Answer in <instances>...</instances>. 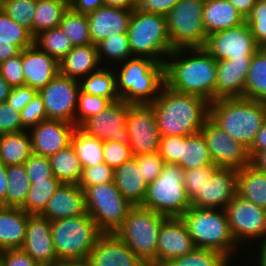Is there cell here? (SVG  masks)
I'll return each mask as SVG.
<instances>
[{"label":"cell","mask_w":266,"mask_h":266,"mask_svg":"<svg viewBox=\"0 0 266 266\" xmlns=\"http://www.w3.org/2000/svg\"><path fill=\"white\" fill-rule=\"evenodd\" d=\"M164 78L165 85L177 92L215 101L217 60L204 48L173 50L164 63Z\"/></svg>","instance_id":"obj_1"},{"label":"cell","mask_w":266,"mask_h":266,"mask_svg":"<svg viewBox=\"0 0 266 266\" xmlns=\"http://www.w3.org/2000/svg\"><path fill=\"white\" fill-rule=\"evenodd\" d=\"M209 104L205 98L177 92L164 84L150 105L161 137H186L201 131L209 118Z\"/></svg>","instance_id":"obj_2"},{"label":"cell","mask_w":266,"mask_h":266,"mask_svg":"<svg viewBox=\"0 0 266 266\" xmlns=\"http://www.w3.org/2000/svg\"><path fill=\"white\" fill-rule=\"evenodd\" d=\"M209 118L249 149L266 120V102L245 98L217 99L209 104Z\"/></svg>","instance_id":"obj_3"},{"label":"cell","mask_w":266,"mask_h":266,"mask_svg":"<svg viewBox=\"0 0 266 266\" xmlns=\"http://www.w3.org/2000/svg\"><path fill=\"white\" fill-rule=\"evenodd\" d=\"M116 72L117 92L128 104H152L165 84L164 63L132 57Z\"/></svg>","instance_id":"obj_4"},{"label":"cell","mask_w":266,"mask_h":266,"mask_svg":"<svg viewBox=\"0 0 266 266\" xmlns=\"http://www.w3.org/2000/svg\"><path fill=\"white\" fill-rule=\"evenodd\" d=\"M181 219L186 224L196 248L218 251L232 260L231 256L239 245L231 234L224 209L191 206Z\"/></svg>","instance_id":"obj_5"},{"label":"cell","mask_w":266,"mask_h":266,"mask_svg":"<svg viewBox=\"0 0 266 266\" xmlns=\"http://www.w3.org/2000/svg\"><path fill=\"white\" fill-rule=\"evenodd\" d=\"M127 37L132 57H146L165 63L173 51L164 15L135 8L129 21Z\"/></svg>","instance_id":"obj_6"},{"label":"cell","mask_w":266,"mask_h":266,"mask_svg":"<svg viewBox=\"0 0 266 266\" xmlns=\"http://www.w3.org/2000/svg\"><path fill=\"white\" fill-rule=\"evenodd\" d=\"M167 217L133 206L114 234L147 266H157V241L163 221Z\"/></svg>","instance_id":"obj_7"},{"label":"cell","mask_w":266,"mask_h":266,"mask_svg":"<svg viewBox=\"0 0 266 266\" xmlns=\"http://www.w3.org/2000/svg\"><path fill=\"white\" fill-rule=\"evenodd\" d=\"M51 234L59 261L86 259L103 234L88 213L50 221Z\"/></svg>","instance_id":"obj_8"},{"label":"cell","mask_w":266,"mask_h":266,"mask_svg":"<svg viewBox=\"0 0 266 266\" xmlns=\"http://www.w3.org/2000/svg\"><path fill=\"white\" fill-rule=\"evenodd\" d=\"M184 170L178 164L165 163L160 175L148 184L141 207L169 217H181L191 203L184 186Z\"/></svg>","instance_id":"obj_9"},{"label":"cell","mask_w":266,"mask_h":266,"mask_svg":"<svg viewBox=\"0 0 266 266\" xmlns=\"http://www.w3.org/2000/svg\"><path fill=\"white\" fill-rule=\"evenodd\" d=\"M83 192L87 213L102 233H114L133 207L122 196L114 181L90 186Z\"/></svg>","instance_id":"obj_10"},{"label":"cell","mask_w":266,"mask_h":266,"mask_svg":"<svg viewBox=\"0 0 266 266\" xmlns=\"http://www.w3.org/2000/svg\"><path fill=\"white\" fill-rule=\"evenodd\" d=\"M203 8L204 0H180L166 15L173 50L204 47Z\"/></svg>","instance_id":"obj_11"},{"label":"cell","mask_w":266,"mask_h":266,"mask_svg":"<svg viewBox=\"0 0 266 266\" xmlns=\"http://www.w3.org/2000/svg\"><path fill=\"white\" fill-rule=\"evenodd\" d=\"M229 227L238 245L250 239L266 238V210L235 195L225 207Z\"/></svg>","instance_id":"obj_12"},{"label":"cell","mask_w":266,"mask_h":266,"mask_svg":"<svg viewBox=\"0 0 266 266\" xmlns=\"http://www.w3.org/2000/svg\"><path fill=\"white\" fill-rule=\"evenodd\" d=\"M80 82L58 73L38 91L42 97L47 119L61 120L75 125Z\"/></svg>","instance_id":"obj_13"},{"label":"cell","mask_w":266,"mask_h":266,"mask_svg":"<svg viewBox=\"0 0 266 266\" xmlns=\"http://www.w3.org/2000/svg\"><path fill=\"white\" fill-rule=\"evenodd\" d=\"M217 61L252 58L260 48L245 21L239 26L207 36L203 47Z\"/></svg>","instance_id":"obj_14"},{"label":"cell","mask_w":266,"mask_h":266,"mask_svg":"<svg viewBox=\"0 0 266 266\" xmlns=\"http://www.w3.org/2000/svg\"><path fill=\"white\" fill-rule=\"evenodd\" d=\"M126 129L133 156L158 151L161 136L155 112L150 104H131L129 106Z\"/></svg>","instance_id":"obj_15"},{"label":"cell","mask_w":266,"mask_h":266,"mask_svg":"<svg viewBox=\"0 0 266 266\" xmlns=\"http://www.w3.org/2000/svg\"><path fill=\"white\" fill-rule=\"evenodd\" d=\"M217 167L240 169L250 164L248 149L208 118L200 131Z\"/></svg>","instance_id":"obj_16"},{"label":"cell","mask_w":266,"mask_h":266,"mask_svg":"<svg viewBox=\"0 0 266 266\" xmlns=\"http://www.w3.org/2000/svg\"><path fill=\"white\" fill-rule=\"evenodd\" d=\"M130 105L122 99L110 102L103 111L86 120L79 128L103 142L117 141L129 145L126 119Z\"/></svg>","instance_id":"obj_17"},{"label":"cell","mask_w":266,"mask_h":266,"mask_svg":"<svg viewBox=\"0 0 266 266\" xmlns=\"http://www.w3.org/2000/svg\"><path fill=\"white\" fill-rule=\"evenodd\" d=\"M237 170L218 167L205 186L190 200L192 207L225 209L236 195Z\"/></svg>","instance_id":"obj_18"},{"label":"cell","mask_w":266,"mask_h":266,"mask_svg":"<svg viewBox=\"0 0 266 266\" xmlns=\"http://www.w3.org/2000/svg\"><path fill=\"white\" fill-rule=\"evenodd\" d=\"M75 129L74 124L61 120L41 121L28 130L33 154L49 157L59 150L65 149L71 145Z\"/></svg>","instance_id":"obj_19"},{"label":"cell","mask_w":266,"mask_h":266,"mask_svg":"<svg viewBox=\"0 0 266 266\" xmlns=\"http://www.w3.org/2000/svg\"><path fill=\"white\" fill-rule=\"evenodd\" d=\"M188 229L181 217L166 218L159 230L157 241V266L195 249Z\"/></svg>","instance_id":"obj_20"},{"label":"cell","mask_w":266,"mask_h":266,"mask_svg":"<svg viewBox=\"0 0 266 266\" xmlns=\"http://www.w3.org/2000/svg\"><path fill=\"white\" fill-rule=\"evenodd\" d=\"M21 249L39 265L60 262L52 241L50 221L41 215H28L25 241Z\"/></svg>","instance_id":"obj_21"},{"label":"cell","mask_w":266,"mask_h":266,"mask_svg":"<svg viewBox=\"0 0 266 266\" xmlns=\"http://www.w3.org/2000/svg\"><path fill=\"white\" fill-rule=\"evenodd\" d=\"M24 85L39 91L59 73V62L36 45L21 50Z\"/></svg>","instance_id":"obj_22"},{"label":"cell","mask_w":266,"mask_h":266,"mask_svg":"<svg viewBox=\"0 0 266 266\" xmlns=\"http://www.w3.org/2000/svg\"><path fill=\"white\" fill-rule=\"evenodd\" d=\"M88 259L93 266H147L114 233H103Z\"/></svg>","instance_id":"obj_23"},{"label":"cell","mask_w":266,"mask_h":266,"mask_svg":"<svg viewBox=\"0 0 266 266\" xmlns=\"http://www.w3.org/2000/svg\"><path fill=\"white\" fill-rule=\"evenodd\" d=\"M132 11L104 5L87 14L92 44L96 45L106 37L127 33Z\"/></svg>","instance_id":"obj_24"},{"label":"cell","mask_w":266,"mask_h":266,"mask_svg":"<svg viewBox=\"0 0 266 266\" xmlns=\"http://www.w3.org/2000/svg\"><path fill=\"white\" fill-rule=\"evenodd\" d=\"M252 58L217 61L215 100L244 98L245 80Z\"/></svg>","instance_id":"obj_25"},{"label":"cell","mask_w":266,"mask_h":266,"mask_svg":"<svg viewBox=\"0 0 266 266\" xmlns=\"http://www.w3.org/2000/svg\"><path fill=\"white\" fill-rule=\"evenodd\" d=\"M87 213L83 190L77 184L62 183L40 214L49 221L75 217Z\"/></svg>","instance_id":"obj_26"},{"label":"cell","mask_w":266,"mask_h":266,"mask_svg":"<svg viewBox=\"0 0 266 266\" xmlns=\"http://www.w3.org/2000/svg\"><path fill=\"white\" fill-rule=\"evenodd\" d=\"M97 47L94 44L74 46L59 61V73L63 76L80 81L82 77L98 71L101 66ZM80 78V79H79Z\"/></svg>","instance_id":"obj_27"},{"label":"cell","mask_w":266,"mask_h":266,"mask_svg":"<svg viewBox=\"0 0 266 266\" xmlns=\"http://www.w3.org/2000/svg\"><path fill=\"white\" fill-rule=\"evenodd\" d=\"M114 183L122 196L133 206H141L147 194L148 183L132 157L114 169Z\"/></svg>","instance_id":"obj_28"},{"label":"cell","mask_w":266,"mask_h":266,"mask_svg":"<svg viewBox=\"0 0 266 266\" xmlns=\"http://www.w3.org/2000/svg\"><path fill=\"white\" fill-rule=\"evenodd\" d=\"M245 21L228 0H204L203 25L206 36L239 26Z\"/></svg>","instance_id":"obj_29"},{"label":"cell","mask_w":266,"mask_h":266,"mask_svg":"<svg viewBox=\"0 0 266 266\" xmlns=\"http://www.w3.org/2000/svg\"><path fill=\"white\" fill-rule=\"evenodd\" d=\"M28 215L19 207H6L0 212V252L22 247Z\"/></svg>","instance_id":"obj_30"},{"label":"cell","mask_w":266,"mask_h":266,"mask_svg":"<svg viewBox=\"0 0 266 266\" xmlns=\"http://www.w3.org/2000/svg\"><path fill=\"white\" fill-rule=\"evenodd\" d=\"M236 195L266 210V173L251 164L238 169Z\"/></svg>","instance_id":"obj_31"},{"label":"cell","mask_w":266,"mask_h":266,"mask_svg":"<svg viewBox=\"0 0 266 266\" xmlns=\"http://www.w3.org/2000/svg\"><path fill=\"white\" fill-rule=\"evenodd\" d=\"M32 153L27 130L0 135V162L6 167L24 164Z\"/></svg>","instance_id":"obj_32"},{"label":"cell","mask_w":266,"mask_h":266,"mask_svg":"<svg viewBox=\"0 0 266 266\" xmlns=\"http://www.w3.org/2000/svg\"><path fill=\"white\" fill-rule=\"evenodd\" d=\"M244 98L266 102V48H259L253 54L245 80Z\"/></svg>","instance_id":"obj_33"},{"label":"cell","mask_w":266,"mask_h":266,"mask_svg":"<svg viewBox=\"0 0 266 266\" xmlns=\"http://www.w3.org/2000/svg\"><path fill=\"white\" fill-rule=\"evenodd\" d=\"M48 158L53 175L61 183L78 185L82 173V167L72 145L59 150Z\"/></svg>","instance_id":"obj_34"},{"label":"cell","mask_w":266,"mask_h":266,"mask_svg":"<svg viewBox=\"0 0 266 266\" xmlns=\"http://www.w3.org/2000/svg\"><path fill=\"white\" fill-rule=\"evenodd\" d=\"M183 170L214 164L201 132L183 137L181 160L177 163Z\"/></svg>","instance_id":"obj_35"},{"label":"cell","mask_w":266,"mask_h":266,"mask_svg":"<svg viewBox=\"0 0 266 266\" xmlns=\"http://www.w3.org/2000/svg\"><path fill=\"white\" fill-rule=\"evenodd\" d=\"M80 89L88 94L101 96L110 102L121 99L117 92L116 73L112 69L101 67L98 71L90 73L81 79Z\"/></svg>","instance_id":"obj_36"},{"label":"cell","mask_w":266,"mask_h":266,"mask_svg":"<svg viewBox=\"0 0 266 266\" xmlns=\"http://www.w3.org/2000/svg\"><path fill=\"white\" fill-rule=\"evenodd\" d=\"M65 0H37L33 20V38L46 30L59 27L63 14L68 10Z\"/></svg>","instance_id":"obj_37"},{"label":"cell","mask_w":266,"mask_h":266,"mask_svg":"<svg viewBox=\"0 0 266 266\" xmlns=\"http://www.w3.org/2000/svg\"><path fill=\"white\" fill-rule=\"evenodd\" d=\"M103 144V141L76 127L71 138V145L75 149L82 169L104 163Z\"/></svg>","instance_id":"obj_38"},{"label":"cell","mask_w":266,"mask_h":266,"mask_svg":"<svg viewBox=\"0 0 266 266\" xmlns=\"http://www.w3.org/2000/svg\"><path fill=\"white\" fill-rule=\"evenodd\" d=\"M7 188L5 205L7 207H21L31 187L24 164L7 166Z\"/></svg>","instance_id":"obj_39"},{"label":"cell","mask_w":266,"mask_h":266,"mask_svg":"<svg viewBox=\"0 0 266 266\" xmlns=\"http://www.w3.org/2000/svg\"><path fill=\"white\" fill-rule=\"evenodd\" d=\"M61 184L55 176L40 181H31L26 200L20 208L28 214L40 215Z\"/></svg>","instance_id":"obj_40"},{"label":"cell","mask_w":266,"mask_h":266,"mask_svg":"<svg viewBox=\"0 0 266 266\" xmlns=\"http://www.w3.org/2000/svg\"><path fill=\"white\" fill-rule=\"evenodd\" d=\"M33 44L58 62L74 47L60 27L37 34L33 38Z\"/></svg>","instance_id":"obj_41"},{"label":"cell","mask_w":266,"mask_h":266,"mask_svg":"<svg viewBox=\"0 0 266 266\" xmlns=\"http://www.w3.org/2000/svg\"><path fill=\"white\" fill-rule=\"evenodd\" d=\"M59 27L69 37L73 46L92 44L87 15L74 12L69 7L63 14Z\"/></svg>","instance_id":"obj_42"},{"label":"cell","mask_w":266,"mask_h":266,"mask_svg":"<svg viewBox=\"0 0 266 266\" xmlns=\"http://www.w3.org/2000/svg\"><path fill=\"white\" fill-rule=\"evenodd\" d=\"M162 266H230V259L223 253L203 248L172 259Z\"/></svg>","instance_id":"obj_43"},{"label":"cell","mask_w":266,"mask_h":266,"mask_svg":"<svg viewBox=\"0 0 266 266\" xmlns=\"http://www.w3.org/2000/svg\"><path fill=\"white\" fill-rule=\"evenodd\" d=\"M96 47L100 64L101 61H104L105 57L112 60L111 62H113V60L114 62H125L127 59L132 58L127 33L106 37L96 44Z\"/></svg>","instance_id":"obj_44"},{"label":"cell","mask_w":266,"mask_h":266,"mask_svg":"<svg viewBox=\"0 0 266 266\" xmlns=\"http://www.w3.org/2000/svg\"><path fill=\"white\" fill-rule=\"evenodd\" d=\"M0 42H8L24 50L33 44L30 32L0 11Z\"/></svg>","instance_id":"obj_45"},{"label":"cell","mask_w":266,"mask_h":266,"mask_svg":"<svg viewBox=\"0 0 266 266\" xmlns=\"http://www.w3.org/2000/svg\"><path fill=\"white\" fill-rule=\"evenodd\" d=\"M37 0H4L3 11L26 28L33 37V20Z\"/></svg>","instance_id":"obj_46"},{"label":"cell","mask_w":266,"mask_h":266,"mask_svg":"<svg viewBox=\"0 0 266 266\" xmlns=\"http://www.w3.org/2000/svg\"><path fill=\"white\" fill-rule=\"evenodd\" d=\"M109 103L110 101L104 97L91 95L80 89L75 113V126L80 127L86 120L103 111Z\"/></svg>","instance_id":"obj_47"},{"label":"cell","mask_w":266,"mask_h":266,"mask_svg":"<svg viewBox=\"0 0 266 266\" xmlns=\"http://www.w3.org/2000/svg\"><path fill=\"white\" fill-rule=\"evenodd\" d=\"M217 168L215 164H211L205 167L184 170L183 181L189 200H191L200 189L202 190Z\"/></svg>","instance_id":"obj_48"},{"label":"cell","mask_w":266,"mask_h":266,"mask_svg":"<svg viewBox=\"0 0 266 266\" xmlns=\"http://www.w3.org/2000/svg\"><path fill=\"white\" fill-rule=\"evenodd\" d=\"M114 181V169L105 162L82 169L78 186L84 191L90 186Z\"/></svg>","instance_id":"obj_49"},{"label":"cell","mask_w":266,"mask_h":266,"mask_svg":"<svg viewBox=\"0 0 266 266\" xmlns=\"http://www.w3.org/2000/svg\"><path fill=\"white\" fill-rule=\"evenodd\" d=\"M253 37L260 48H266V3L258 1L246 18Z\"/></svg>","instance_id":"obj_50"},{"label":"cell","mask_w":266,"mask_h":266,"mask_svg":"<svg viewBox=\"0 0 266 266\" xmlns=\"http://www.w3.org/2000/svg\"><path fill=\"white\" fill-rule=\"evenodd\" d=\"M133 158L136 160L139 171L148 184L160 175L165 164L158 151L134 155Z\"/></svg>","instance_id":"obj_51"},{"label":"cell","mask_w":266,"mask_h":266,"mask_svg":"<svg viewBox=\"0 0 266 266\" xmlns=\"http://www.w3.org/2000/svg\"><path fill=\"white\" fill-rule=\"evenodd\" d=\"M132 157L133 154L129 145H125L117 141H104V162L111 168L116 169Z\"/></svg>","instance_id":"obj_52"},{"label":"cell","mask_w":266,"mask_h":266,"mask_svg":"<svg viewBox=\"0 0 266 266\" xmlns=\"http://www.w3.org/2000/svg\"><path fill=\"white\" fill-rule=\"evenodd\" d=\"M20 115L22 126L27 131L47 119L43 100L39 93L21 110Z\"/></svg>","instance_id":"obj_53"},{"label":"cell","mask_w":266,"mask_h":266,"mask_svg":"<svg viewBox=\"0 0 266 266\" xmlns=\"http://www.w3.org/2000/svg\"><path fill=\"white\" fill-rule=\"evenodd\" d=\"M0 75L11 87L24 85L21 52L0 63Z\"/></svg>","instance_id":"obj_54"},{"label":"cell","mask_w":266,"mask_h":266,"mask_svg":"<svg viewBox=\"0 0 266 266\" xmlns=\"http://www.w3.org/2000/svg\"><path fill=\"white\" fill-rule=\"evenodd\" d=\"M24 166L30 181H40L54 176L48 157L32 153Z\"/></svg>","instance_id":"obj_55"},{"label":"cell","mask_w":266,"mask_h":266,"mask_svg":"<svg viewBox=\"0 0 266 266\" xmlns=\"http://www.w3.org/2000/svg\"><path fill=\"white\" fill-rule=\"evenodd\" d=\"M25 131L20 113L16 112L7 102L0 103V135Z\"/></svg>","instance_id":"obj_56"},{"label":"cell","mask_w":266,"mask_h":266,"mask_svg":"<svg viewBox=\"0 0 266 266\" xmlns=\"http://www.w3.org/2000/svg\"><path fill=\"white\" fill-rule=\"evenodd\" d=\"M182 136L161 137L158 152L165 163L177 164L181 160Z\"/></svg>","instance_id":"obj_57"},{"label":"cell","mask_w":266,"mask_h":266,"mask_svg":"<svg viewBox=\"0 0 266 266\" xmlns=\"http://www.w3.org/2000/svg\"><path fill=\"white\" fill-rule=\"evenodd\" d=\"M38 93L36 89L30 86L22 85L19 87H12L7 97V103L21 113V110L35 97Z\"/></svg>","instance_id":"obj_58"},{"label":"cell","mask_w":266,"mask_h":266,"mask_svg":"<svg viewBox=\"0 0 266 266\" xmlns=\"http://www.w3.org/2000/svg\"><path fill=\"white\" fill-rule=\"evenodd\" d=\"M2 266H39V264L21 248L0 252Z\"/></svg>","instance_id":"obj_59"},{"label":"cell","mask_w":266,"mask_h":266,"mask_svg":"<svg viewBox=\"0 0 266 266\" xmlns=\"http://www.w3.org/2000/svg\"><path fill=\"white\" fill-rule=\"evenodd\" d=\"M180 0H137V9L142 12L166 16Z\"/></svg>","instance_id":"obj_60"},{"label":"cell","mask_w":266,"mask_h":266,"mask_svg":"<svg viewBox=\"0 0 266 266\" xmlns=\"http://www.w3.org/2000/svg\"><path fill=\"white\" fill-rule=\"evenodd\" d=\"M105 5L104 0H73L69 6L70 8L80 14H89L94 12L101 6Z\"/></svg>","instance_id":"obj_61"},{"label":"cell","mask_w":266,"mask_h":266,"mask_svg":"<svg viewBox=\"0 0 266 266\" xmlns=\"http://www.w3.org/2000/svg\"><path fill=\"white\" fill-rule=\"evenodd\" d=\"M264 150H266V120L263 122L254 142L248 149L249 158L251 159L257 152Z\"/></svg>","instance_id":"obj_62"},{"label":"cell","mask_w":266,"mask_h":266,"mask_svg":"<svg viewBox=\"0 0 266 266\" xmlns=\"http://www.w3.org/2000/svg\"><path fill=\"white\" fill-rule=\"evenodd\" d=\"M246 19L259 0H228Z\"/></svg>","instance_id":"obj_63"},{"label":"cell","mask_w":266,"mask_h":266,"mask_svg":"<svg viewBox=\"0 0 266 266\" xmlns=\"http://www.w3.org/2000/svg\"><path fill=\"white\" fill-rule=\"evenodd\" d=\"M21 50L8 42H0V63L6 61L8 58L18 55Z\"/></svg>","instance_id":"obj_64"},{"label":"cell","mask_w":266,"mask_h":266,"mask_svg":"<svg viewBox=\"0 0 266 266\" xmlns=\"http://www.w3.org/2000/svg\"><path fill=\"white\" fill-rule=\"evenodd\" d=\"M105 5L124 10H134L137 8V0H104Z\"/></svg>","instance_id":"obj_65"},{"label":"cell","mask_w":266,"mask_h":266,"mask_svg":"<svg viewBox=\"0 0 266 266\" xmlns=\"http://www.w3.org/2000/svg\"><path fill=\"white\" fill-rule=\"evenodd\" d=\"M250 164L257 170L266 173V150L257 152L250 159Z\"/></svg>","instance_id":"obj_66"},{"label":"cell","mask_w":266,"mask_h":266,"mask_svg":"<svg viewBox=\"0 0 266 266\" xmlns=\"http://www.w3.org/2000/svg\"><path fill=\"white\" fill-rule=\"evenodd\" d=\"M7 167L0 162V200L5 202L7 188Z\"/></svg>","instance_id":"obj_67"},{"label":"cell","mask_w":266,"mask_h":266,"mask_svg":"<svg viewBox=\"0 0 266 266\" xmlns=\"http://www.w3.org/2000/svg\"><path fill=\"white\" fill-rule=\"evenodd\" d=\"M11 88L8 82L0 75V103L7 101Z\"/></svg>","instance_id":"obj_68"},{"label":"cell","mask_w":266,"mask_h":266,"mask_svg":"<svg viewBox=\"0 0 266 266\" xmlns=\"http://www.w3.org/2000/svg\"><path fill=\"white\" fill-rule=\"evenodd\" d=\"M59 266H93V264L86 258L60 261Z\"/></svg>","instance_id":"obj_69"},{"label":"cell","mask_w":266,"mask_h":266,"mask_svg":"<svg viewBox=\"0 0 266 266\" xmlns=\"http://www.w3.org/2000/svg\"><path fill=\"white\" fill-rule=\"evenodd\" d=\"M259 253H258V261L257 266H266V238L260 239Z\"/></svg>","instance_id":"obj_70"},{"label":"cell","mask_w":266,"mask_h":266,"mask_svg":"<svg viewBox=\"0 0 266 266\" xmlns=\"http://www.w3.org/2000/svg\"><path fill=\"white\" fill-rule=\"evenodd\" d=\"M6 207L5 202L0 200V212H2Z\"/></svg>","instance_id":"obj_71"},{"label":"cell","mask_w":266,"mask_h":266,"mask_svg":"<svg viewBox=\"0 0 266 266\" xmlns=\"http://www.w3.org/2000/svg\"><path fill=\"white\" fill-rule=\"evenodd\" d=\"M39 266H59V263H54V264H40Z\"/></svg>","instance_id":"obj_72"},{"label":"cell","mask_w":266,"mask_h":266,"mask_svg":"<svg viewBox=\"0 0 266 266\" xmlns=\"http://www.w3.org/2000/svg\"><path fill=\"white\" fill-rule=\"evenodd\" d=\"M4 0H0V11H3Z\"/></svg>","instance_id":"obj_73"}]
</instances>
